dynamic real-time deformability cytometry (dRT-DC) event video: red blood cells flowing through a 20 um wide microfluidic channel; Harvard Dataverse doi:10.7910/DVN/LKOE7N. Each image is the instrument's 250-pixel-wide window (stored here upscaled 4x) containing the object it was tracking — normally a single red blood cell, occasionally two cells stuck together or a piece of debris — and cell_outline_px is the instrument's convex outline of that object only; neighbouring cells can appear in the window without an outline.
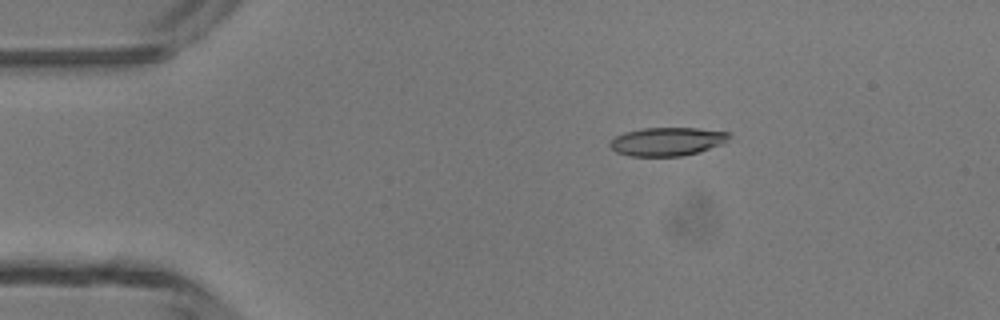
{"species": "common noctule bat (a hibernating species)", "species_latin": "Nyctalus noctula", "temperature_condition": "room temperature", "stored_images_in_passage": 5, "camera_frame_rate_fps": 3000, "um_per_image_px": 0.085, "animal": {"sex": "male", "body_mass_g": 13.3}, "frame": {"image": 1, "passage_image": 3, "time_ms": 2.333, "image_size_px": [1000, 320], "cell_outline_px": [[732, 136], [728, 140], [720, 144], [696, 152], [680, 156], [628, 156], [616, 152], [608, 144], [616, 136], [624, 132], [644, 128], [696, 128], [732, 132]], "centroid_in_image_um": [56.71, 12.02], "position_along_channel_um": 28.3, "area_um2": 19.65}}
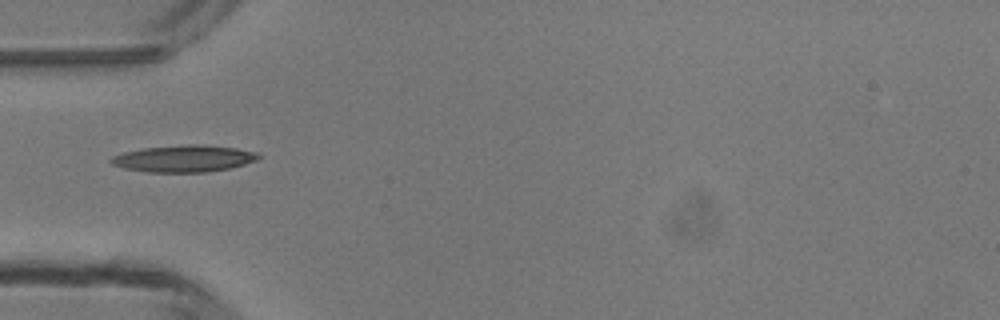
{"frame": {"image": 2, "passage_image": 5, "time_ms": 4.667, "image_size_px": [1000, 320], "cell_outline_px": [[260, 156], [256, 160], [244, 164], [228, 168], [208, 172], [148, 172], [124, 168], [112, 164], [108, 160], [112, 156], [124, 152], [144, 148], [180, 144], [196, 144], [236, 148], [260, 152]], "centroid_in_image_um": [15.62, 13.47], "position_along_channel_um": 69.4, "area_um2": 23.06}}